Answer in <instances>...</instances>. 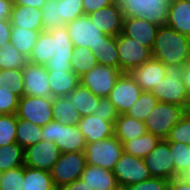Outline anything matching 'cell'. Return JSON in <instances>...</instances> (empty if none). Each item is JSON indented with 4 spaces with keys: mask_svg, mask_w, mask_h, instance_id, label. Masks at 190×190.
I'll list each match as a JSON object with an SVG mask.
<instances>
[{
    "mask_svg": "<svg viewBox=\"0 0 190 190\" xmlns=\"http://www.w3.org/2000/svg\"><path fill=\"white\" fill-rule=\"evenodd\" d=\"M153 58L164 65L187 64L190 56V37L182 35L168 26H160L154 45Z\"/></svg>",
    "mask_w": 190,
    "mask_h": 190,
    "instance_id": "obj_1",
    "label": "cell"
},
{
    "mask_svg": "<svg viewBox=\"0 0 190 190\" xmlns=\"http://www.w3.org/2000/svg\"><path fill=\"white\" fill-rule=\"evenodd\" d=\"M185 67L186 64L165 65V77L150 91L159 102L176 104L186 108L190 97L182 81Z\"/></svg>",
    "mask_w": 190,
    "mask_h": 190,
    "instance_id": "obj_2",
    "label": "cell"
},
{
    "mask_svg": "<svg viewBox=\"0 0 190 190\" xmlns=\"http://www.w3.org/2000/svg\"><path fill=\"white\" fill-rule=\"evenodd\" d=\"M42 140L54 142L61 153L84 152L86 141L78 125L52 120L42 127Z\"/></svg>",
    "mask_w": 190,
    "mask_h": 190,
    "instance_id": "obj_3",
    "label": "cell"
},
{
    "mask_svg": "<svg viewBox=\"0 0 190 190\" xmlns=\"http://www.w3.org/2000/svg\"><path fill=\"white\" fill-rule=\"evenodd\" d=\"M124 17H139L165 26L171 0H117Z\"/></svg>",
    "mask_w": 190,
    "mask_h": 190,
    "instance_id": "obj_4",
    "label": "cell"
},
{
    "mask_svg": "<svg viewBox=\"0 0 190 190\" xmlns=\"http://www.w3.org/2000/svg\"><path fill=\"white\" fill-rule=\"evenodd\" d=\"M185 116V108L180 105L158 102L144 120L147 132L160 139H166L170 130Z\"/></svg>",
    "mask_w": 190,
    "mask_h": 190,
    "instance_id": "obj_5",
    "label": "cell"
},
{
    "mask_svg": "<svg viewBox=\"0 0 190 190\" xmlns=\"http://www.w3.org/2000/svg\"><path fill=\"white\" fill-rule=\"evenodd\" d=\"M84 152L87 165L112 171L124 150L121 141L116 136H112L94 143H87Z\"/></svg>",
    "mask_w": 190,
    "mask_h": 190,
    "instance_id": "obj_6",
    "label": "cell"
},
{
    "mask_svg": "<svg viewBox=\"0 0 190 190\" xmlns=\"http://www.w3.org/2000/svg\"><path fill=\"white\" fill-rule=\"evenodd\" d=\"M86 165L85 152L61 153L50 170L54 186L59 190L62 186L79 179Z\"/></svg>",
    "mask_w": 190,
    "mask_h": 190,
    "instance_id": "obj_7",
    "label": "cell"
},
{
    "mask_svg": "<svg viewBox=\"0 0 190 190\" xmlns=\"http://www.w3.org/2000/svg\"><path fill=\"white\" fill-rule=\"evenodd\" d=\"M117 50L122 73H129L153 58L152 49L125 36L122 32L117 36Z\"/></svg>",
    "mask_w": 190,
    "mask_h": 190,
    "instance_id": "obj_8",
    "label": "cell"
},
{
    "mask_svg": "<svg viewBox=\"0 0 190 190\" xmlns=\"http://www.w3.org/2000/svg\"><path fill=\"white\" fill-rule=\"evenodd\" d=\"M112 172L118 185L122 187L152 178L143 158H138L125 152L122 153Z\"/></svg>",
    "mask_w": 190,
    "mask_h": 190,
    "instance_id": "obj_9",
    "label": "cell"
},
{
    "mask_svg": "<svg viewBox=\"0 0 190 190\" xmlns=\"http://www.w3.org/2000/svg\"><path fill=\"white\" fill-rule=\"evenodd\" d=\"M69 37L74 46L87 47L93 53L103 41L105 35L95 24L90 20L88 15H83L65 24Z\"/></svg>",
    "mask_w": 190,
    "mask_h": 190,
    "instance_id": "obj_10",
    "label": "cell"
},
{
    "mask_svg": "<svg viewBox=\"0 0 190 190\" xmlns=\"http://www.w3.org/2000/svg\"><path fill=\"white\" fill-rule=\"evenodd\" d=\"M17 118L25 119L39 127L54 120L52 97H34L23 95L19 99Z\"/></svg>",
    "mask_w": 190,
    "mask_h": 190,
    "instance_id": "obj_11",
    "label": "cell"
},
{
    "mask_svg": "<svg viewBox=\"0 0 190 190\" xmlns=\"http://www.w3.org/2000/svg\"><path fill=\"white\" fill-rule=\"evenodd\" d=\"M121 74L122 72L115 67L97 64L80 77V83L97 97H108Z\"/></svg>",
    "mask_w": 190,
    "mask_h": 190,
    "instance_id": "obj_12",
    "label": "cell"
},
{
    "mask_svg": "<svg viewBox=\"0 0 190 190\" xmlns=\"http://www.w3.org/2000/svg\"><path fill=\"white\" fill-rule=\"evenodd\" d=\"M144 160L152 177L166 180L175 178V165L166 139H161Z\"/></svg>",
    "mask_w": 190,
    "mask_h": 190,
    "instance_id": "obj_13",
    "label": "cell"
},
{
    "mask_svg": "<svg viewBox=\"0 0 190 190\" xmlns=\"http://www.w3.org/2000/svg\"><path fill=\"white\" fill-rule=\"evenodd\" d=\"M142 89L136 84L129 73H122L108 98L113 103L119 115L126 114L137 101Z\"/></svg>",
    "mask_w": 190,
    "mask_h": 190,
    "instance_id": "obj_14",
    "label": "cell"
},
{
    "mask_svg": "<svg viewBox=\"0 0 190 190\" xmlns=\"http://www.w3.org/2000/svg\"><path fill=\"white\" fill-rule=\"evenodd\" d=\"M61 155L54 142L41 140L24 149V165L50 171Z\"/></svg>",
    "mask_w": 190,
    "mask_h": 190,
    "instance_id": "obj_15",
    "label": "cell"
},
{
    "mask_svg": "<svg viewBox=\"0 0 190 190\" xmlns=\"http://www.w3.org/2000/svg\"><path fill=\"white\" fill-rule=\"evenodd\" d=\"M54 37L55 52L44 65L47 70L72 71L71 57L74 53V45L69 37L66 26H61L49 31Z\"/></svg>",
    "mask_w": 190,
    "mask_h": 190,
    "instance_id": "obj_16",
    "label": "cell"
},
{
    "mask_svg": "<svg viewBox=\"0 0 190 190\" xmlns=\"http://www.w3.org/2000/svg\"><path fill=\"white\" fill-rule=\"evenodd\" d=\"M24 95L52 97L48 83V70L44 65L28 62L23 67Z\"/></svg>",
    "mask_w": 190,
    "mask_h": 190,
    "instance_id": "obj_17",
    "label": "cell"
},
{
    "mask_svg": "<svg viewBox=\"0 0 190 190\" xmlns=\"http://www.w3.org/2000/svg\"><path fill=\"white\" fill-rule=\"evenodd\" d=\"M88 17L106 35L117 37L123 30L124 16L118 2L88 14Z\"/></svg>",
    "mask_w": 190,
    "mask_h": 190,
    "instance_id": "obj_18",
    "label": "cell"
},
{
    "mask_svg": "<svg viewBox=\"0 0 190 190\" xmlns=\"http://www.w3.org/2000/svg\"><path fill=\"white\" fill-rule=\"evenodd\" d=\"M159 27L139 17H124L122 33L152 49Z\"/></svg>",
    "mask_w": 190,
    "mask_h": 190,
    "instance_id": "obj_19",
    "label": "cell"
},
{
    "mask_svg": "<svg viewBox=\"0 0 190 190\" xmlns=\"http://www.w3.org/2000/svg\"><path fill=\"white\" fill-rule=\"evenodd\" d=\"M114 122L106 121L95 115L81 117L78 128L84 135L86 144L114 136Z\"/></svg>",
    "mask_w": 190,
    "mask_h": 190,
    "instance_id": "obj_20",
    "label": "cell"
},
{
    "mask_svg": "<svg viewBox=\"0 0 190 190\" xmlns=\"http://www.w3.org/2000/svg\"><path fill=\"white\" fill-rule=\"evenodd\" d=\"M129 74L142 91H151L165 77V65L152 58L140 67L132 69Z\"/></svg>",
    "mask_w": 190,
    "mask_h": 190,
    "instance_id": "obj_21",
    "label": "cell"
},
{
    "mask_svg": "<svg viewBox=\"0 0 190 190\" xmlns=\"http://www.w3.org/2000/svg\"><path fill=\"white\" fill-rule=\"evenodd\" d=\"M80 179L90 190H114L119 186L114 173L99 166L86 165Z\"/></svg>",
    "mask_w": 190,
    "mask_h": 190,
    "instance_id": "obj_22",
    "label": "cell"
},
{
    "mask_svg": "<svg viewBox=\"0 0 190 190\" xmlns=\"http://www.w3.org/2000/svg\"><path fill=\"white\" fill-rule=\"evenodd\" d=\"M166 26L190 37V2L171 0Z\"/></svg>",
    "mask_w": 190,
    "mask_h": 190,
    "instance_id": "obj_23",
    "label": "cell"
},
{
    "mask_svg": "<svg viewBox=\"0 0 190 190\" xmlns=\"http://www.w3.org/2000/svg\"><path fill=\"white\" fill-rule=\"evenodd\" d=\"M48 83L52 98L68 96L80 84V77L73 71L48 70Z\"/></svg>",
    "mask_w": 190,
    "mask_h": 190,
    "instance_id": "obj_24",
    "label": "cell"
},
{
    "mask_svg": "<svg viewBox=\"0 0 190 190\" xmlns=\"http://www.w3.org/2000/svg\"><path fill=\"white\" fill-rule=\"evenodd\" d=\"M10 22L12 26L31 30H43L41 9L29 6L13 5Z\"/></svg>",
    "mask_w": 190,
    "mask_h": 190,
    "instance_id": "obj_25",
    "label": "cell"
},
{
    "mask_svg": "<svg viewBox=\"0 0 190 190\" xmlns=\"http://www.w3.org/2000/svg\"><path fill=\"white\" fill-rule=\"evenodd\" d=\"M147 132L143 121L127 116L126 114L118 115L114 122V136L121 143L143 136Z\"/></svg>",
    "mask_w": 190,
    "mask_h": 190,
    "instance_id": "obj_26",
    "label": "cell"
},
{
    "mask_svg": "<svg viewBox=\"0 0 190 190\" xmlns=\"http://www.w3.org/2000/svg\"><path fill=\"white\" fill-rule=\"evenodd\" d=\"M72 100L80 117L93 115L97 108L100 97H97L87 87L81 83L68 95Z\"/></svg>",
    "mask_w": 190,
    "mask_h": 190,
    "instance_id": "obj_27",
    "label": "cell"
},
{
    "mask_svg": "<svg viewBox=\"0 0 190 190\" xmlns=\"http://www.w3.org/2000/svg\"><path fill=\"white\" fill-rule=\"evenodd\" d=\"M41 31L43 30H31L12 26L10 44L14 46L21 54L29 58Z\"/></svg>",
    "mask_w": 190,
    "mask_h": 190,
    "instance_id": "obj_28",
    "label": "cell"
},
{
    "mask_svg": "<svg viewBox=\"0 0 190 190\" xmlns=\"http://www.w3.org/2000/svg\"><path fill=\"white\" fill-rule=\"evenodd\" d=\"M52 113L54 120L68 125H78L80 115L68 96L52 98Z\"/></svg>",
    "mask_w": 190,
    "mask_h": 190,
    "instance_id": "obj_29",
    "label": "cell"
},
{
    "mask_svg": "<svg viewBox=\"0 0 190 190\" xmlns=\"http://www.w3.org/2000/svg\"><path fill=\"white\" fill-rule=\"evenodd\" d=\"M23 190H58L53 183L50 171L24 165Z\"/></svg>",
    "mask_w": 190,
    "mask_h": 190,
    "instance_id": "obj_30",
    "label": "cell"
},
{
    "mask_svg": "<svg viewBox=\"0 0 190 190\" xmlns=\"http://www.w3.org/2000/svg\"><path fill=\"white\" fill-rule=\"evenodd\" d=\"M55 52L54 37L49 31H41L33 51L28 58L32 64L45 65Z\"/></svg>",
    "mask_w": 190,
    "mask_h": 190,
    "instance_id": "obj_31",
    "label": "cell"
},
{
    "mask_svg": "<svg viewBox=\"0 0 190 190\" xmlns=\"http://www.w3.org/2000/svg\"><path fill=\"white\" fill-rule=\"evenodd\" d=\"M98 64L112 66L120 70V60L117 50V37L104 35L103 41L94 52Z\"/></svg>",
    "mask_w": 190,
    "mask_h": 190,
    "instance_id": "obj_32",
    "label": "cell"
},
{
    "mask_svg": "<svg viewBox=\"0 0 190 190\" xmlns=\"http://www.w3.org/2000/svg\"><path fill=\"white\" fill-rule=\"evenodd\" d=\"M160 140L158 136L146 132L141 137L125 141L123 143V150L125 153L144 159L156 147Z\"/></svg>",
    "mask_w": 190,
    "mask_h": 190,
    "instance_id": "obj_33",
    "label": "cell"
},
{
    "mask_svg": "<svg viewBox=\"0 0 190 190\" xmlns=\"http://www.w3.org/2000/svg\"><path fill=\"white\" fill-rule=\"evenodd\" d=\"M42 140V127L28 120L17 118L16 143L23 149Z\"/></svg>",
    "mask_w": 190,
    "mask_h": 190,
    "instance_id": "obj_34",
    "label": "cell"
},
{
    "mask_svg": "<svg viewBox=\"0 0 190 190\" xmlns=\"http://www.w3.org/2000/svg\"><path fill=\"white\" fill-rule=\"evenodd\" d=\"M98 64L94 53L87 47L74 46L71 57V70L79 77L92 70Z\"/></svg>",
    "mask_w": 190,
    "mask_h": 190,
    "instance_id": "obj_35",
    "label": "cell"
},
{
    "mask_svg": "<svg viewBox=\"0 0 190 190\" xmlns=\"http://www.w3.org/2000/svg\"><path fill=\"white\" fill-rule=\"evenodd\" d=\"M24 166V149L18 143L0 146V170L7 171Z\"/></svg>",
    "mask_w": 190,
    "mask_h": 190,
    "instance_id": "obj_36",
    "label": "cell"
},
{
    "mask_svg": "<svg viewBox=\"0 0 190 190\" xmlns=\"http://www.w3.org/2000/svg\"><path fill=\"white\" fill-rule=\"evenodd\" d=\"M158 102L157 98L150 91H142L126 115L144 122Z\"/></svg>",
    "mask_w": 190,
    "mask_h": 190,
    "instance_id": "obj_37",
    "label": "cell"
},
{
    "mask_svg": "<svg viewBox=\"0 0 190 190\" xmlns=\"http://www.w3.org/2000/svg\"><path fill=\"white\" fill-rule=\"evenodd\" d=\"M28 58L21 54L10 42L0 46V70L23 68Z\"/></svg>",
    "mask_w": 190,
    "mask_h": 190,
    "instance_id": "obj_38",
    "label": "cell"
},
{
    "mask_svg": "<svg viewBox=\"0 0 190 190\" xmlns=\"http://www.w3.org/2000/svg\"><path fill=\"white\" fill-rule=\"evenodd\" d=\"M0 86L21 98L24 95L23 68L0 70Z\"/></svg>",
    "mask_w": 190,
    "mask_h": 190,
    "instance_id": "obj_39",
    "label": "cell"
},
{
    "mask_svg": "<svg viewBox=\"0 0 190 190\" xmlns=\"http://www.w3.org/2000/svg\"><path fill=\"white\" fill-rule=\"evenodd\" d=\"M41 11L43 31H50L65 25L60 16L58 0H47L41 7Z\"/></svg>",
    "mask_w": 190,
    "mask_h": 190,
    "instance_id": "obj_40",
    "label": "cell"
},
{
    "mask_svg": "<svg viewBox=\"0 0 190 190\" xmlns=\"http://www.w3.org/2000/svg\"><path fill=\"white\" fill-rule=\"evenodd\" d=\"M175 165V178L179 177L184 170L190 167V148L187 144L168 142Z\"/></svg>",
    "mask_w": 190,
    "mask_h": 190,
    "instance_id": "obj_41",
    "label": "cell"
},
{
    "mask_svg": "<svg viewBox=\"0 0 190 190\" xmlns=\"http://www.w3.org/2000/svg\"><path fill=\"white\" fill-rule=\"evenodd\" d=\"M17 115H0V146L16 142Z\"/></svg>",
    "mask_w": 190,
    "mask_h": 190,
    "instance_id": "obj_42",
    "label": "cell"
},
{
    "mask_svg": "<svg viewBox=\"0 0 190 190\" xmlns=\"http://www.w3.org/2000/svg\"><path fill=\"white\" fill-rule=\"evenodd\" d=\"M58 6L65 24L84 15L82 0H58Z\"/></svg>",
    "mask_w": 190,
    "mask_h": 190,
    "instance_id": "obj_43",
    "label": "cell"
},
{
    "mask_svg": "<svg viewBox=\"0 0 190 190\" xmlns=\"http://www.w3.org/2000/svg\"><path fill=\"white\" fill-rule=\"evenodd\" d=\"M23 182L24 166L4 171L0 182V190H23Z\"/></svg>",
    "mask_w": 190,
    "mask_h": 190,
    "instance_id": "obj_44",
    "label": "cell"
},
{
    "mask_svg": "<svg viewBox=\"0 0 190 190\" xmlns=\"http://www.w3.org/2000/svg\"><path fill=\"white\" fill-rule=\"evenodd\" d=\"M166 140L168 142H178L190 144V118L185 116L170 130Z\"/></svg>",
    "mask_w": 190,
    "mask_h": 190,
    "instance_id": "obj_45",
    "label": "cell"
},
{
    "mask_svg": "<svg viewBox=\"0 0 190 190\" xmlns=\"http://www.w3.org/2000/svg\"><path fill=\"white\" fill-rule=\"evenodd\" d=\"M19 99L10 89L0 86V114H16Z\"/></svg>",
    "mask_w": 190,
    "mask_h": 190,
    "instance_id": "obj_46",
    "label": "cell"
},
{
    "mask_svg": "<svg viewBox=\"0 0 190 190\" xmlns=\"http://www.w3.org/2000/svg\"><path fill=\"white\" fill-rule=\"evenodd\" d=\"M170 180L152 177L148 180L128 185L126 190H168Z\"/></svg>",
    "mask_w": 190,
    "mask_h": 190,
    "instance_id": "obj_47",
    "label": "cell"
},
{
    "mask_svg": "<svg viewBox=\"0 0 190 190\" xmlns=\"http://www.w3.org/2000/svg\"><path fill=\"white\" fill-rule=\"evenodd\" d=\"M93 115L101 117L106 121H115L119 114L109 98L103 97L99 99L97 108L95 109Z\"/></svg>",
    "mask_w": 190,
    "mask_h": 190,
    "instance_id": "obj_48",
    "label": "cell"
},
{
    "mask_svg": "<svg viewBox=\"0 0 190 190\" xmlns=\"http://www.w3.org/2000/svg\"><path fill=\"white\" fill-rule=\"evenodd\" d=\"M82 2L84 15H88L117 2V0H82Z\"/></svg>",
    "mask_w": 190,
    "mask_h": 190,
    "instance_id": "obj_49",
    "label": "cell"
},
{
    "mask_svg": "<svg viewBox=\"0 0 190 190\" xmlns=\"http://www.w3.org/2000/svg\"><path fill=\"white\" fill-rule=\"evenodd\" d=\"M11 27L10 19L0 20V46L4 43L10 42Z\"/></svg>",
    "mask_w": 190,
    "mask_h": 190,
    "instance_id": "obj_50",
    "label": "cell"
},
{
    "mask_svg": "<svg viewBox=\"0 0 190 190\" xmlns=\"http://www.w3.org/2000/svg\"><path fill=\"white\" fill-rule=\"evenodd\" d=\"M168 190H190V182L176 177L170 180Z\"/></svg>",
    "mask_w": 190,
    "mask_h": 190,
    "instance_id": "obj_51",
    "label": "cell"
},
{
    "mask_svg": "<svg viewBox=\"0 0 190 190\" xmlns=\"http://www.w3.org/2000/svg\"><path fill=\"white\" fill-rule=\"evenodd\" d=\"M13 0H0V20L10 19Z\"/></svg>",
    "mask_w": 190,
    "mask_h": 190,
    "instance_id": "obj_52",
    "label": "cell"
},
{
    "mask_svg": "<svg viewBox=\"0 0 190 190\" xmlns=\"http://www.w3.org/2000/svg\"><path fill=\"white\" fill-rule=\"evenodd\" d=\"M59 190H90V188L79 178L72 183L62 186Z\"/></svg>",
    "mask_w": 190,
    "mask_h": 190,
    "instance_id": "obj_53",
    "label": "cell"
},
{
    "mask_svg": "<svg viewBox=\"0 0 190 190\" xmlns=\"http://www.w3.org/2000/svg\"><path fill=\"white\" fill-rule=\"evenodd\" d=\"M47 2V0H13V5H20V6H31L38 9Z\"/></svg>",
    "mask_w": 190,
    "mask_h": 190,
    "instance_id": "obj_54",
    "label": "cell"
},
{
    "mask_svg": "<svg viewBox=\"0 0 190 190\" xmlns=\"http://www.w3.org/2000/svg\"><path fill=\"white\" fill-rule=\"evenodd\" d=\"M182 81L186 87V91L190 97V66L186 64V67L183 72Z\"/></svg>",
    "mask_w": 190,
    "mask_h": 190,
    "instance_id": "obj_55",
    "label": "cell"
},
{
    "mask_svg": "<svg viewBox=\"0 0 190 190\" xmlns=\"http://www.w3.org/2000/svg\"><path fill=\"white\" fill-rule=\"evenodd\" d=\"M179 177L187 182H190V167L184 170Z\"/></svg>",
    "mask_w": 190,
    "mask_h": 190,
    "instance_id": "obj_56",
    "label": "cell"
},
{
    "mask_svg": "<svg viewBox=\"0 0 190 190\" xmlns=\"http://www.w3.org/2000/svg\"><path fill=\"white\" fill-rule=\"evenodd\" d=\"M185 114L190 118V99L187 102V105L185 108Z\"/></svg>",
    "mask_w": 190,
    "mask_h": 190,
    "instance_id": "obj_57",
    "label": "cell"
},
{
    "mask_svg": "<svg viewBox=\"0 0 190 190\" xmlns=\"http://www.w3.org/2000/svg\"><path fill=\"white\" fill-rule=\"evenodd\" d=\"M114 190H126V188L125 187H122V186H118L116 189H114Z\"/></svg>",
    "mask_w": 190,
    "mask_h": 190,
    "instance_id": "obj_58",
    "label": "cell"
},
{
    "mask_svg": "<svg viewBox=\"0 0 190 190\" xmlns=\"http://www.w3.org/2000/svg\"><path fill=\"white\" fill-rule=\"evenodd\" d=\"M2 178H3V171L0 170V182L2 181Z\"/></svg>",
    "mask_w": 190,
    "mask_h": 190,
    "instance_id": "obj_59",
    "label": "cell"
},
{
    "mask_svg": "<svg viewBox=\"0 0 190 190\" xmlns=\"http://www.w3.org/2000/svg\"><path fill=\"white\" fill-rule=\"evenodd\" d=\"M189 66H190V56H189V59H188V63H187Z\"/></svg>",
    "mask_w": 190,
    "mask_h": 190,
    "instance_id": "obj_60",
    "label": "cell"
}]
</instances>
